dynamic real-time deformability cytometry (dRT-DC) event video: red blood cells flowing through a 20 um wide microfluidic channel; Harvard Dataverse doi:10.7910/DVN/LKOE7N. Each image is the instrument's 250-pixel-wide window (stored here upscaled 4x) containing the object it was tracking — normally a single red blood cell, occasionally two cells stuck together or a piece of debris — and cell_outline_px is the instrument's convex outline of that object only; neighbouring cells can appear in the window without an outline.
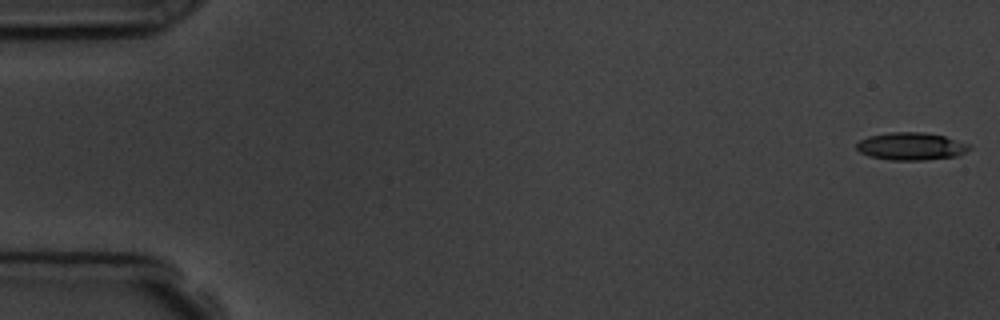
{"species": "common noctule bat (a hibernating species)", "species_latin": "Nyctalus noctula", "temperature_condition": "room temperature", "stored_images_in_passage": 7, "camera_frame_rate_fps": 3000, "um_per_image_px": 0.085, "animal": {"sex": "male", "body_mass_g": 19.5, "forearm_length_mm": 54.6}, "frame": {"image": 1, "passage_image": 1, "time_ms": 0.0, "image_size_px": [1000, 320], "cell_outline_px": [[972, 148], [960, 156], [924, 160], [892, 160], [868, 156], [860, 152], [856, 148], [856, 144], [860, 140], [868, 136], [888, 132], [924, 132], [944, 136], [968, 144]], "centroid_in_image_um": [77.44, 12.44], "position_along_channel_um": 7.6, "area_um2": 18.26}}
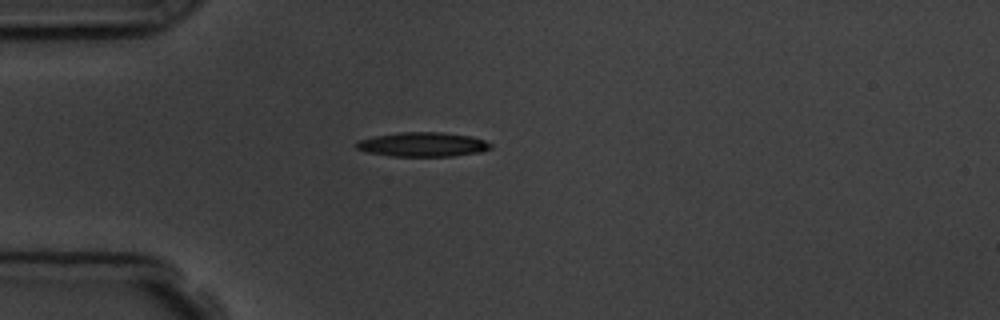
{"frame": {"image": 2, "passage_image": 5, "time_ms": 4.667, "image_size_px": [1000, 320], "cell_outline_px": [[492, 148], [480, 152], [452, 156], [392, 156], [368, 152], [356, 148], [356, 140], [376, 136], [400, 132], [444, 132], [472, 136], [484, 140], [492, 144]], "centroid_in_image_um": [35.96, 12.27], "position_along_channel_um": 49.0, "area_um2": 19.07}}